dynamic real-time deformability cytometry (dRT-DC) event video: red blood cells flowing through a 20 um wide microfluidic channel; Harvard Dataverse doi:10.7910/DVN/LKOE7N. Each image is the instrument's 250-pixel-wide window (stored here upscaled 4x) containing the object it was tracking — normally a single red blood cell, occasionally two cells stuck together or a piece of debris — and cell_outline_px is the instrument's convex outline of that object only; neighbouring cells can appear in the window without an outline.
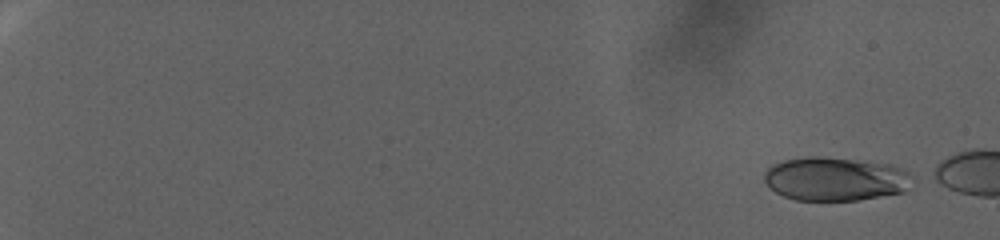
{"species": "human", "species_latin": "Homo sapiens", "temperature_condition": "warm", "stored_images_in_passage": 14, "camera_frame_rate_fps": 3000, "um_per_image_px": 0.085, "donor": {"sex": "female"}, "frame": {"image": 1, "passage_image": 1, "time_ms": 0.0, "image_size_px": [1000, 240], "cell_outline_px": [[912, 176], [904, 192], [860, 200], [796, 200], [784, 196], [768, 188], [764, 180], [764, 172], [772, 164], [784, 160], [808, 156], [816, 156], [856, 160], [888, 164], [900, 168], [908, 172]], "centroid_in_image_um": [70.95, 15.21], "position_along_channel_um": 14.1, "area_um2": 37.57}}